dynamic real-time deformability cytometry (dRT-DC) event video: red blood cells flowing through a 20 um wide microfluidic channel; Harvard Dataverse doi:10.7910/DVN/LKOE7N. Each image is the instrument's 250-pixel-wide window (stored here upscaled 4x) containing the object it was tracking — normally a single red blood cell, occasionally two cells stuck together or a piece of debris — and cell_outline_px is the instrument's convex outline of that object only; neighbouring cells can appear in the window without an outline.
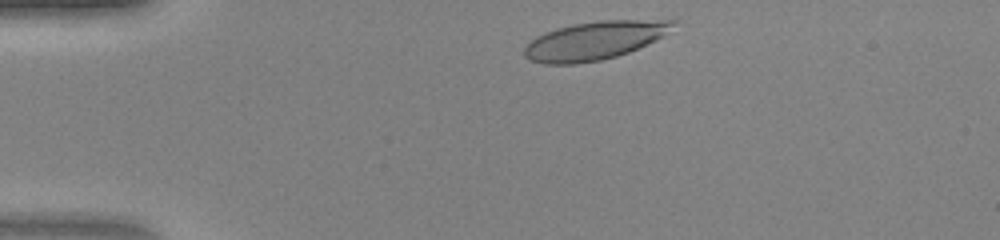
{"species": "human", "species_latin": "Homo sapiens", "temperature_condition": "warm", "stored_images_in_passage": 32, "camera_frame_rate_fps": 3000, "um_per_image_px": 0.085, "donor": {"sex": "female"}, "frame": {"image": 1, "passage_image": 2, "time_ms": 0.333, "image_size_px": [1000, 240], "cell_outline_px": [[680, 20], [664, 36], [656, 40], [628, 52], [616, 56], [600, 60], [576, 64], [544, 64], [532, 60], [524, 56], [524, 48], [536, 36], [544, 32], [556, 28], [572, 24], [600, 20]], "centroid_in_image_um": [50.54, 3.44], "position_along_channel_um": 34.5, "area_um2": 33.18}}
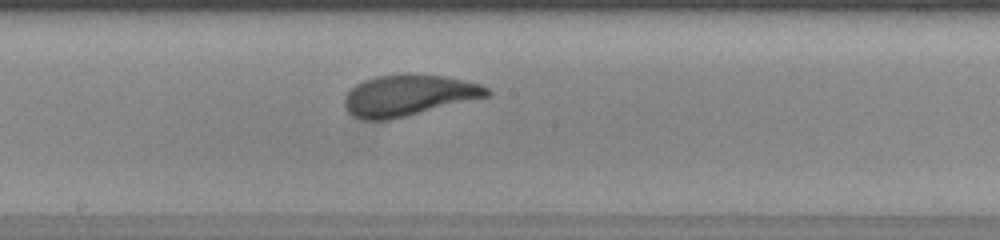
{"frame": {"image": 2, "passage_image": 18, "time_ms": 5.667, "image_size_px": [1000, 240], "cell_outline_px": [[492, 92], [488, 96], [388, 120], [360, 120], [352, 116], [348, 112], [344, 104], [344, 100], [348, 92], [356, 84], [364, 80], [376, 76], [408, 72], [444, 76], [464, 80], [480, 84], [488, 88]], "centroid_in_image_um": [34.69, 8.08], "position_along_channel_um": 213.5, "area_um2": 34.22}}
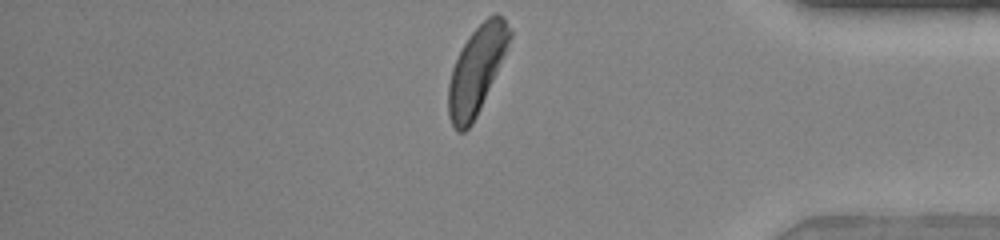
{"frame": {"image": 3, "passage_image": 32, "time_ms": 10.333, "image_size_px": [1000, 240], "cell_outline_px": [[512, 36], [508, 48], [480, 108], [472, 124], [464, 132], [456, 132], [448, 116], [448, 84], [452, 68], [464, 44], [472, 32], [488, 16], [496, 12], [504, 16], [512, 32]], "centroid_in_image_um": [40.52, 5.94], "position_along_channel_um": 394.7, "area_um2": 30.87}}